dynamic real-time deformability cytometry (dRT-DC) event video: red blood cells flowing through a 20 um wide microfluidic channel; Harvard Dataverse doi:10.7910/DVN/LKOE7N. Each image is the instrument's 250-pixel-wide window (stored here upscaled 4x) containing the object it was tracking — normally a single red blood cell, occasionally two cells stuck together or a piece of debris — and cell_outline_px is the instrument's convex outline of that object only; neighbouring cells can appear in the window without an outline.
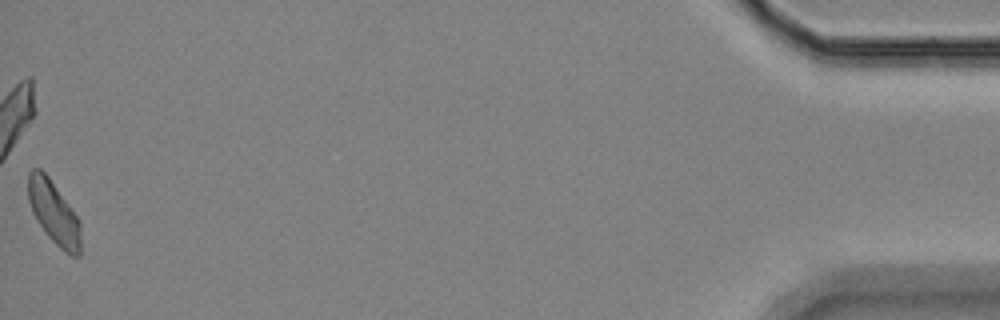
{"species": "Egyptian fruit bat (a non-hibernating species)", "species_latin": "Rousettus aegyptiacus", "temperature_condition": "room temperature", "stored_images_in_passage": 55, "camera_frame_rate_fps": 3000, "um_per_image_px": 0.085, "animal": {"sex": "female"}, "frame": {"image": 1, "passage_image": 55, "time_ms": 18.0, "image_size_px": [1000, 320], "cell_outline_px": [[80, 256], [72, 256], [64, 252], [48, 236], [36, 220], [32, 212], [28, 200], [28, 172], [32, 168], [40, 168], [48, 176], [80, 220]], "centroid_in_image_um": [4.56, 18.07], "position_along_channel_um": 430.6, "area_um2": 19.31}, "authors_computed_cell_mechanics": {"area_um2": 19.4208, "velocity_mm_per_s": 3.5076, "shape_relaxation_time_tau1_ms": 6.7849, "shape_relaxation_time_tau2_ms": 1.1867, "deformation_change_tau1": 0.1035, "deformation_change_tau2": 0.0635}}